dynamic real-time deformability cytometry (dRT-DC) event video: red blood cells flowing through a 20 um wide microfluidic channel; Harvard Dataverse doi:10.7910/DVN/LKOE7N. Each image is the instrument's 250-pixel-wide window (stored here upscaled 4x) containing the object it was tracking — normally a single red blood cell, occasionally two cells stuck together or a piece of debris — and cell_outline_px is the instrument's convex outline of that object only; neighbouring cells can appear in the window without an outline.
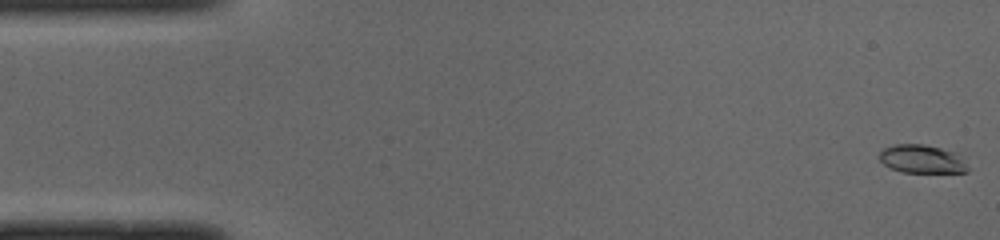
{"species": "common noctule bat (a hibernating species)", "species_latin": "Nyctalus noctula", "temperature_condition": "cold", "stored_images_in_passage": 50, "camera_frame_rate_fps": 3000, "um_per_image_px": 0.085, "animal": {"sex": "male", "body_mass_g": 19.0, "forearm_length_mm": 50.8}, "frame": {"image": 1, "passage_image": 1, "time_ms": 0.0, "image_size_px": [1000, 240], "cell_outline_px": [[968, 172], [900, 172], [888, 168], [880, 160], [880, 152], [884, 148], [896, 144], [924, 144], [956, 152], [964, 156], [968, 168]], "centroid_in_image_um": [78.4, 13.52], "position_along_channel_um": 6.6, "area_um2": 14.8}}
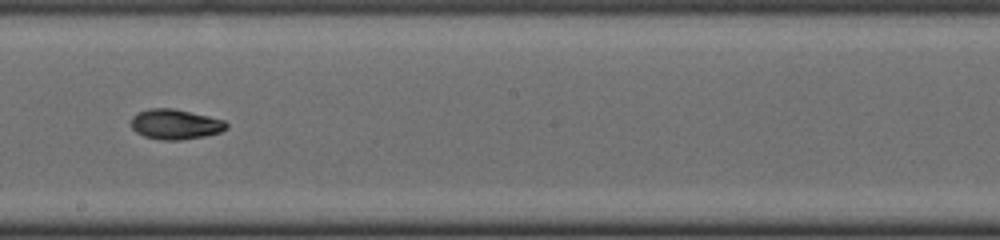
{"frame": {"image": 2, "passage_image": 28, "time_ms": 9.0, "image_size_px": [1000, 240], "cell_outline_px": [[228, 128], [220, 132], [204, 136], [180, 140], [160, 140], [144, 136], [136, 132], [132, 128], [132, 116], [136, 112], [148, 108], [172, 108], [208, 116], [224, 120], [228, 124]], "centroid_in_image_um": [14.88, 10.56], "position_along_channel_um": 233.3, "area_um2": 16.76}}
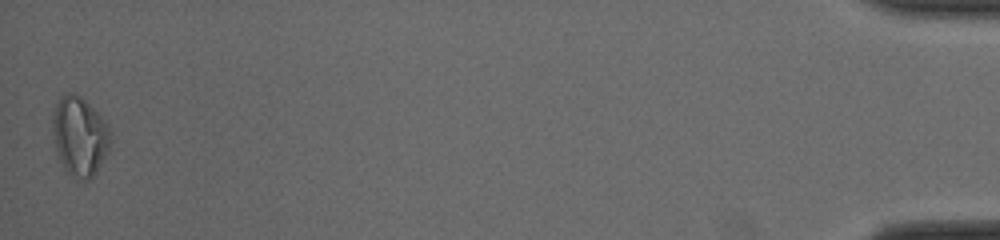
{"frame": {"image": 3, "passage_image": 50, "time_ms": 16.333, "image_size_px": [1000, 240], "cell_outline_px": [[112, 140], [108, 152], [96, 172], [88, 180], [80, 180], [68, 172], [56, 160], [52, 132], [52, 112], [60, 96], [68, 92], [72, 92], [80, 96], [104, 120], [108, 128]], "centroid_in_image_um": [6.73, 11.6], "position_along_channel_um": 428.5, "area_um2": 26.99}, "authors_computed_cell_mechanics": {"area_um2": 16.3863, "velocity_mm_per_s": 3.9889, "shape_relaxation_time_tau1_ms": 4.9475, "shape_relaxation_time_tau2_ms": 4.2127, "deformation_change_tau1": 0.1765, "deformation_change_tau2": 0.0862}}